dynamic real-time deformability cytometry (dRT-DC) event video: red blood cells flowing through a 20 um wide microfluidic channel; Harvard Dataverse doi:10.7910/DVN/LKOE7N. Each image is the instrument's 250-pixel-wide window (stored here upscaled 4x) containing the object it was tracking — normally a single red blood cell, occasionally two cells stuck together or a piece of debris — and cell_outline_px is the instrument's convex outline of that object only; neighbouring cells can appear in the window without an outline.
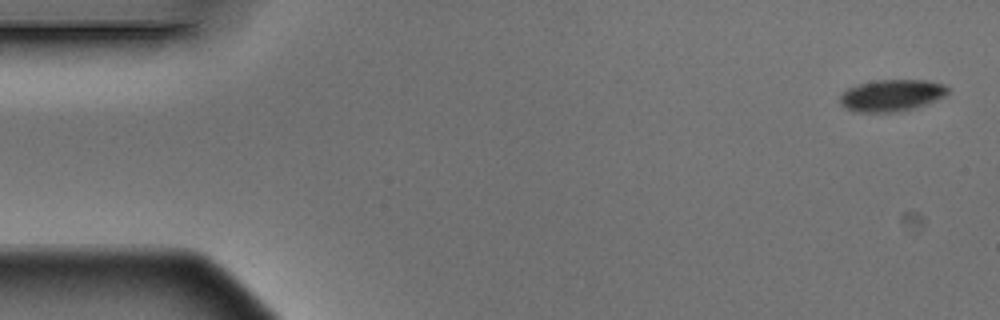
{"species": "Egyptian fruit bat (a non-hibernating species)", "species_latin": "Rousettus aegyptiacus", "temperature_condition": "warm", "stored_images_in_passage": 5, "segment_of_instrument_passage": [2, 2], "camera_frame_rate_fps": 3000, "um_per_image_px": 0.085, "animal": {"sex": "male"}, "frame": {"image": 1, "passage_image": 5, "time_ms": 1.333, "image_size_px": [1000, 320], "cell_outline_px": [[948, 92], [944, 96], [936, 100], [916, 108], [896, 112], [856, 112], [840, 104], [840, 96], [848, 88], [856, 84], [876, 80], [928, 80], [944, 84], [948, 88]], "centroid_in_image_um": [75.79, 8.1], "position_along_channel_um": 9.2, "area_um2": 20.0}}